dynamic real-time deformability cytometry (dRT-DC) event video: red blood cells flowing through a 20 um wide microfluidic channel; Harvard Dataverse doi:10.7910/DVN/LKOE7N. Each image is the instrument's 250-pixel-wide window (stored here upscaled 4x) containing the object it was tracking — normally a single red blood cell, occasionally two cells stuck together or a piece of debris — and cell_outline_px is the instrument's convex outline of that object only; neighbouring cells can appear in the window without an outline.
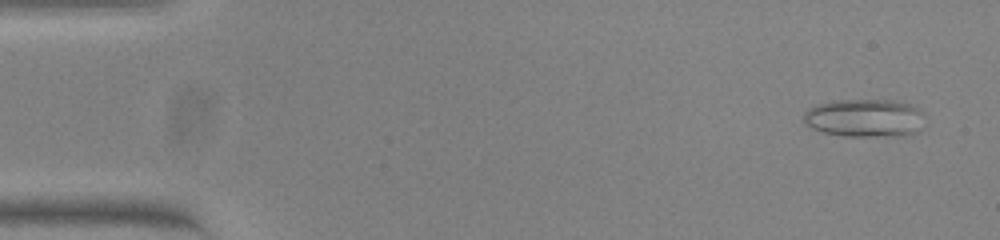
{"species": "common noctule bat (a hibernating species)", "species_latin": "Nyctalus noctula", "temperature_condition": "warm", "stored_images_in_passage": 53, "camera_frame_rate_fps": 3000, "um_per_image_px": 0.085, "animal": {"sex": "female", "body_mass_g": 23.0, "forearm_length_mm": 53.4}, "frame": {"image": 1, "passage_image": 3, "time_ms": 0.667, "image_size_px": [1000, 240], "cell_outline_px": [[920, 112], [912, 132], [896, 136], [844, 136], [824, 132], [812, 128], [804, 124], [804, 112], [808, 108], [832, 100], [892, 100], [908, 104], [916, 108]], "centroid_in_image_um": [73.32, 10.01], "position_along_channel_um": 11.7, "area_um2": 25.89}}
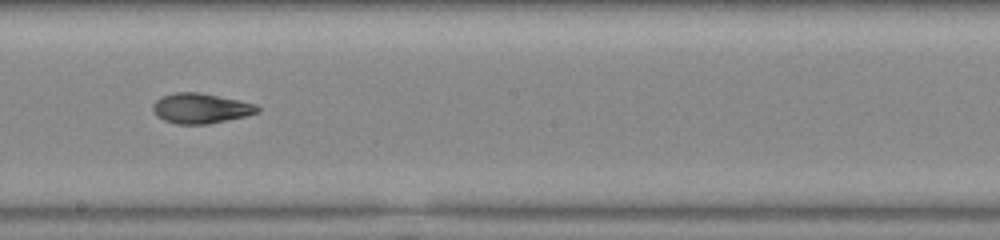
{"frame": {"image": 2, "passage_image": 30, "time_ms": 9.667, "image_size_px": [1000, 240], "cell_outline_px": [[260, 108], [256, 112], [244, 116], [208, 124], [176, 124], [164, 120], [156, 116], [152, 108], [152, 104], [160, 96], [176, 92], [200, 92], [240, 100], [256, 104]], "centroid_in_image_um": [17.01, 9.19], "position_along_channel_um": 231.2, "area_um2": 18.38}}
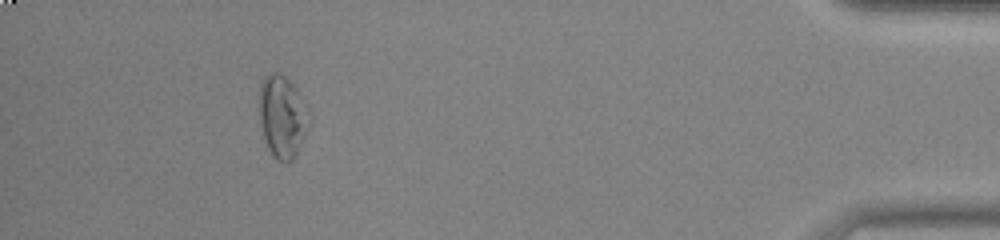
{"frame": {"image": 3, "passage_image": 49, "time_ms": 16.0, "image_size_px": [1000, 240], "cell_outline_px": [[304, 136], [296, 156], [292, 160], [284, 164], [276, 160], [272, 156], [268, 148], [264, 136], [260, 120], [260, 84], [264, 76], [268, 72], [276, 72], [284, 76], [296, 88], [304, 132]], "centroid_in_image_um": [23.86, 9.95], "position_along_channel_um": 411.3, "area_um2": 22.14}, "authors_computed_cell_mechanics": {"area_um2": 20.23, "velocity_mm_per_s": 3.8194, "shape_relaxation_time_tau1_ms": null, "shape_relaxation_time_tau2_ms": 2.6464, "deformation_change_tau1": null, "deformation_change_tau2": 0.0875}}